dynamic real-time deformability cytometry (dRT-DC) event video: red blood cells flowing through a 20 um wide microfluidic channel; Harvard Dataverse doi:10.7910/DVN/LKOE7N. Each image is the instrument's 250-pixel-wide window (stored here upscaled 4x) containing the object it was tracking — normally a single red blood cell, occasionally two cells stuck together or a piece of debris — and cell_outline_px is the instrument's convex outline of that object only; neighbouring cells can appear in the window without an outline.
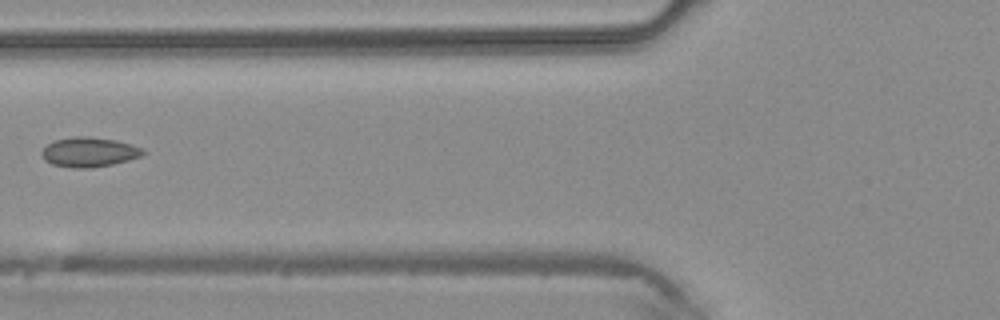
{"species": "common noctule bat (a hibernating species)", "species_latin": "Nyctalus noctula", "temperature_condition": "warm", "stored_images_in_passage": 3, "camera_frame_rate_fps": 3000, "um_per_image_px": 0.085, "animal": {"sex": "male", "body_mass_g": 20.4}, "frame": {"image": 1, "passage_image": 3, "time_ms": 0.667, "image_size_px": [1000, 320], "cell_outline_px": [[148, 152], [140, 156], [128, 160], [112, 164], [92, 168], [72, 168], [52, 164], [44, 160], [40, 152], [48, 144], [56, 140], [76, 136], [88, 136], [116, 140], [132, 144], [144, 148]], "centroid_in_image_um": [7.6, 12.93], "position_along_channel_um": 118.2, "area_um2": 17.63}}